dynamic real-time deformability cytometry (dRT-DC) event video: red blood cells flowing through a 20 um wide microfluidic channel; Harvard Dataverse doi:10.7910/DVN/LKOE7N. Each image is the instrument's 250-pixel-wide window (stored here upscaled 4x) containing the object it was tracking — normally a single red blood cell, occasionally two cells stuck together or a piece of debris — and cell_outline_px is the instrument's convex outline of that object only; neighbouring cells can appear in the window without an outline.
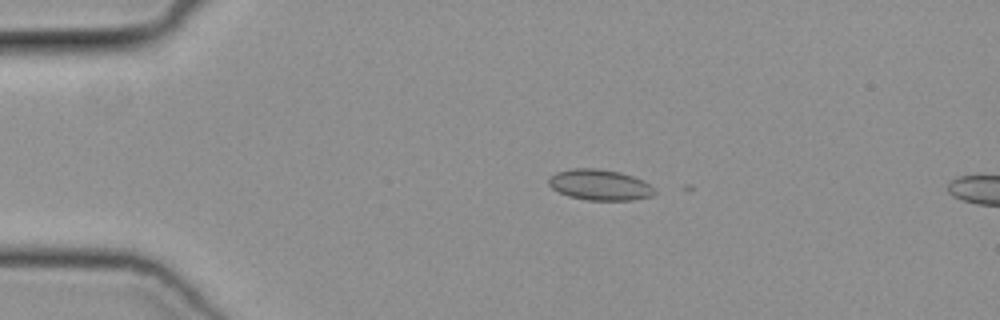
{"species": "common noctule bat (a hibernating species)", "species_latin": "Nyctalus noctula", "temperature_condition": "cold", "stored_images_in_passage": 15, "camera_frame_rate_fps": 3000, "um_per_image_px": 0.085, "animal": {"sex": "female", "body_mass_g": 19.3, "forearm_length_mm": 54.1}, "frame": {"image": 1, "passage_image": 11, "time_ms": 3.333, "image_size_px": [1000, 320], "cell_outline_px": [[656, 192], [652, 196], [632, 200], [584, 200], [568, 196], [552, 188], [548, 184], [548, 176], [556, 172], [576, 168], [596, 168], [616, 172], [632, 176], [648, 184]], "centroid_in_image_um": [50.92, 15.72], "position_along_channel_um": 34.1, "area_um2": 18.79}}